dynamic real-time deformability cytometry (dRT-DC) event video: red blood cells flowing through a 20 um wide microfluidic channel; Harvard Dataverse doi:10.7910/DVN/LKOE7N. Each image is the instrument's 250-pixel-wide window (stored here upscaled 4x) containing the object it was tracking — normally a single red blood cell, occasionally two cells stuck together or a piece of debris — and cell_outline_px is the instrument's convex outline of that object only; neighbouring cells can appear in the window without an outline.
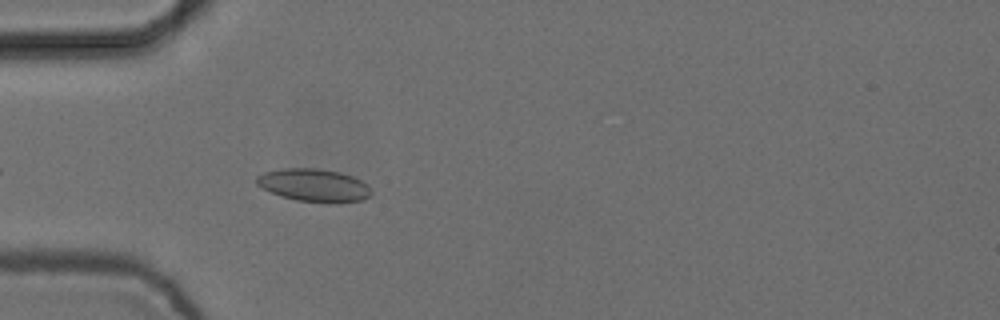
{"species": "common noctule bat (a hibernating species)", "species_latin": "Nyctalus noctula", "temperature_condition": "cold", "stored_images_in_passage": 5, "camera_frame_rate_fps": 3000, "um_per_image_px": 0.085, "animal": {"sex": "female", "body_mass_g": 24.6, "forearm_length_mm": 56.2}, "frame": {"image": 1, "passage_image": 5, "time_ms": 1.333, "image_size_px": [1000, 320], "cell_outline_px": [[372, 196], [364, 200], [296, 200], [280, 196], [256, 184], [256, 176], [264, 172], [284, 168], [320, 168], [340, 172], [352, 176], [368, 184], [372, 192]], "centroid_in_image_um": [26.67, 15.69], "position_along_channel_um": 58.3, "area_um2": 21.33}}